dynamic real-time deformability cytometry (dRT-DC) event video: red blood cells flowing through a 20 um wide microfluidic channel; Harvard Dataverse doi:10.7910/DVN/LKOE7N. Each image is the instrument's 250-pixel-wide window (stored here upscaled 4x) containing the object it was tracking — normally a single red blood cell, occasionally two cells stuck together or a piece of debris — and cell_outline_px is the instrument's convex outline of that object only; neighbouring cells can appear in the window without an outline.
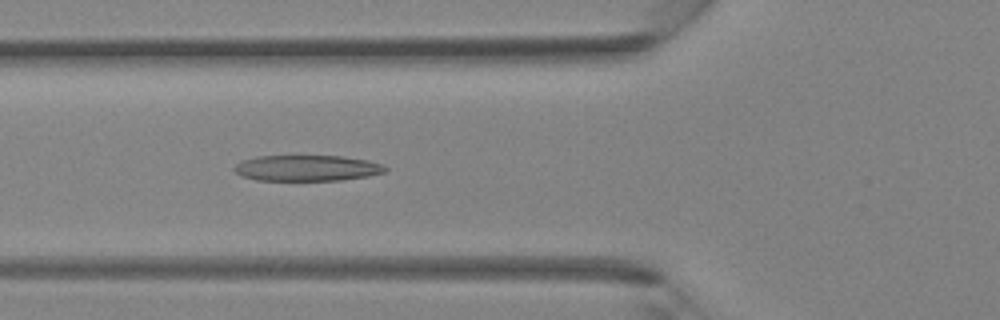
{"species": "Egyptian fruit bat (a non-hibernating species)", "species_latin": "Rousettus aegyptiacus", "temperature_condition": "room temperature", "stored_images_in_passage": 41, "camera_frame_rate_fps": 3000, "um_per_image_px": 0.085, "animal": {"sex": "female"}, "frame": {"image": 1, "passage_image": 15, "time_ms": 4.667, "image_size_px": [1000, 320], "cell_outline_px": [[388, 168], [384, 172], [368, 176], [344, 180], [256, 180], [244, 176], [236, 172], [232, 168], [240, 160], [256, 156], [344, 156], [368, 160], [380, 164]], "centroid_in_image_um": [26.08, 14.28], "position_along_channel_um": 99.7, "area_um2": 22.77}}
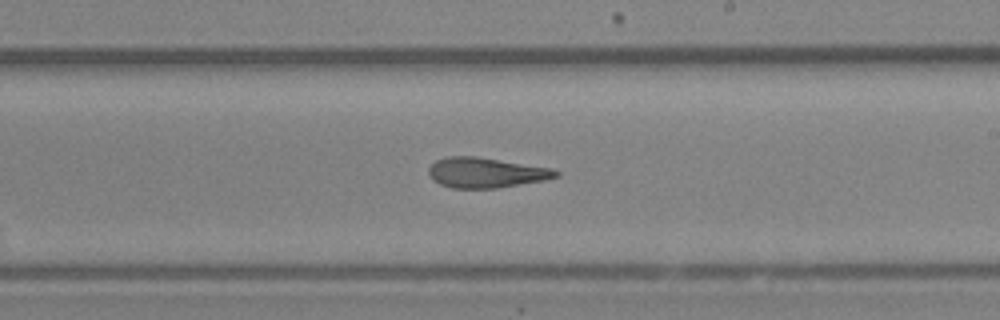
{"frame": {"image": 2, "passage_image": 24, "time_ms": 7.667, "image_size_px": [1000, 320], "cell_outline_px": [[560, 176], [544, 180], [496, 188], [452, 188], [440, 184], [432, 180], [428, 172], [428, 168], [436, 160], [448, 156], [476, 156], [552, 168], [560, 172]], "centroid_in_image_um": [41.29, 14.67], "position_along_channel_um": 247.7, "area_um2": 22.37}}
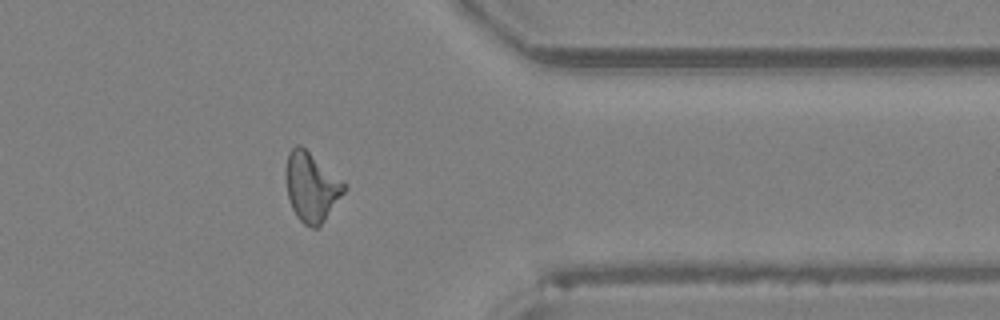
{"frame": {"image": 3, "passage_image": 33, "time_ms": 10.667, "image_size_px": [1000, 320], "cell_outline_px": [[348, 188], [320, 228], [312, 228], [304, 224], [296, 216], [288, 200], [284, 172], [288, 152], [296, 144], [300, 144], [348, 184]], "centroid_in_image_um": [26.48, 15.9], "position_along_channel_um": 384.9, "area_um2": 24.16}}